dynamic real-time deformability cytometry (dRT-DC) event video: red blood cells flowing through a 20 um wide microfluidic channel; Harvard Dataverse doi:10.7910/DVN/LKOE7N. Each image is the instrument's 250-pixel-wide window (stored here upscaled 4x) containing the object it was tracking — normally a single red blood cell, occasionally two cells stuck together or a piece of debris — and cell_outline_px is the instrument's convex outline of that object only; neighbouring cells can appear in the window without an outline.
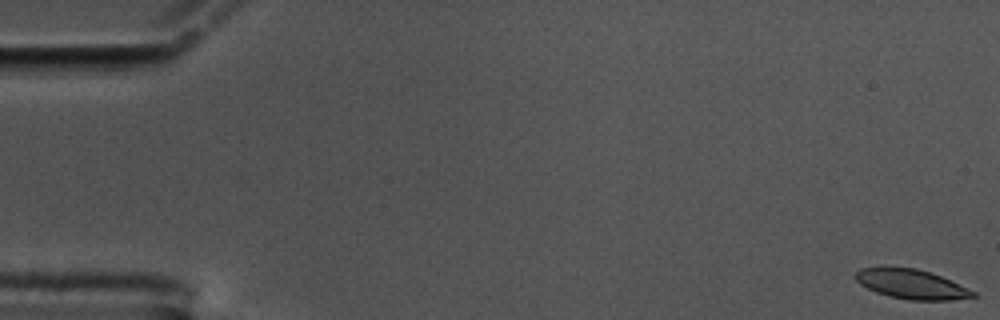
{"species": "common noctule bat (a hibernating species)", "species_latin": "Nyctalus noctula", "temperature_condition": "cold", "stored_images_in_passage": 16, "camera_frame_rate_fps": 3000, "um_per_image_px": 0.085, "animal": {"sex": "male", "body_mass_g": 17.5, "forearm_length_mm": 52.3}, "frame": {"image": 1, "passage_image": 1, "time_ms": 0.0, "image_size_px": [1000, 320], "cell_outline_px": [[980, 296], [948, 300], [908, 300], [888, 296], [876, 292], [860, 284], [852, 276], [860, 268], [916, 268], [940, 276], [976, 292]], "centroid_in_image_um": [77.46, 24.17], "position_along_channel_um": 7.5, "area_um2": 19.94}}
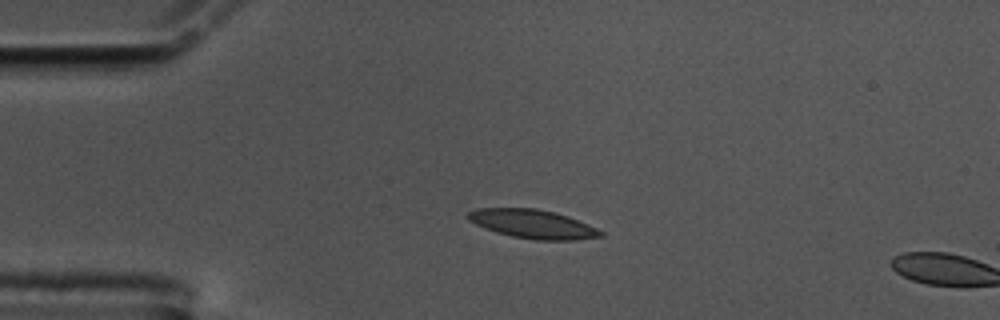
{"frame": {"image": 2, "passage_image": 14, "time_ms": 4.333, "image_size_px": [1000, 320], "cell_outline_px": [[604, 236], [576, 240], [536, 240], [512, 236], [496, 232], [476, 224], [468, 220], [468, 212], [480, 208], [536, 208], [568, 216], [588, 224], [604, 232]], "centroid_in_image_um": [45.32, 19.04], "position_along_channel_um": 39.7, "area_um2": 22.08}}